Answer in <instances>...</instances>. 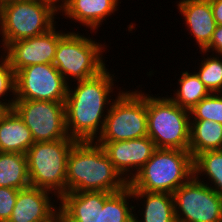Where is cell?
<instances>
[{"label":"cell","instance_id":"obj_6","mask_svg":"<svg viewBox=\"0 0 222 222\" xmlns=\"http://www.w3.org/2000/svg\"><path fill=\"white\" fill-rule=\"evenodd\" d=\"M148 137L156 148L189 151L190 111L178 106L167 95L147 94Z\"/></svg>","mask_w":222,"mask_h":222},{"label":"cell","instance_id":"obj_12","mask_svg":"<svg viewBox=\"0 0 222 222\" xmlns=\"http://www.w3.org/2000/svg\"><path fill=\"white\" fill-rule=\"evenodd\" d=\"M65 33L55 26L45 34L14 41L1 53L15 73L26 66L53 64L59 39Z\"/></svg>","mask_w":222,"mask_h":222},{"label":"cell","instance_id":"obj_19","mask_svg":"<svg viewBox=\"0 0 222 222\" xmlns=\"http://www.w3.org/2000/svg\"><path fill=\"white\" fill-rule=\"evenodd\" d=\"M34 144L29 128L13 109L0 119V152L23 153Z\"/></svg>","mask_w":222,"mask_h":222},{"label":"cell","instance_id":"obj_3","mask_svg":"<svg viewBox=\"0 0 222 222\" xmlns=\"http://www.w3.org/2000/svg\"><path fill=\"white\" fill-rule=\"evenodd\" d=\"M59 2L56 0H16L1 6V51L10 43L47 33L57 23ZM56 18V19H55ZM2 40V41H1Z\"/></svg>","mask_w":222,"mask_h":222},{"label":"cell","instance_id":"obj_24","mask_svg":"<svg viewBox=\"0 0 222 222\" xmlns=\"http://www.w3.org/2000/svg\"><path fill=\"white\" fill-rule=\"evenodd\" d=\"M132 201L133 195L129 186L122 191L113 193L104 202L103 207H99L97 222H133L134 206H132Z\"/></svg>","mask_w":222,"mask_h":222},{"label":"cell","instance_id":"obj_7","mask_svg":"<svg viewBox=\"0 0 222 222\" xmlns=\"http://www.w3.org/2000/svg\"><path fill=\"white\" fill-rule=\"evenodd\" d=\"M76 142L75 139L34 142L26 152L30 185L51 191L58 198L64 195L67 159Z\"/></svg>","mask_w":222,"mask_h":222},{"label":"cell","instance_id":"obj_27","mask_svg":"<svg viewBox=\"0 0 222 222\" xmlns=\"http://www.w3.org/2000/svg\"><path fill=\"white\" fill-rule=\"evenodd\" d=\"M0 56V103L9 110L13 108L14 102L16 100L15 72L10 66L9 61L2 54H0Z\"/></svg>","mask_w":222,"mask_h":222},{"label":"cell","instance_id":"obj_17","mask_svg":"<svg viewBox=\"0 0 222 222\" xmlns=\"http://www.w3.org/2000/svg\"><path fill=\"white\" fill-rule=\"evenodd\" d=\"M113 193L68 192L59 198V212L71 222H97L98 209Z\"/></svg>","mask_w":222,"mask_h":222},{"label":"cell","instance_id":"obj_30","mask_svg":"<svg viewBox=\"0 0 222 222\" xmlns=\"http://www.w3.org/2000/svg\"><path fill=\"white\" fill-rule=\"evenodd\" d=\"M213 17L217 25H222V0H210Z\"/></svg>","mask_w":222,"mask_h":222},{"label":"cell","instance_id":"obj_11","mask_svg":"<svg viewBox=\"0 0 222 222\" xmlns=\"http://www.w3.org/2000/svg\"><path fill=\"white\" fill-rule=\"evenodd\" d=\"M68 83L53 64L26 66L15 73L16 100L65 102Z\"/></svg>","mask_w":222,"mask_h":222},{"label":"cell","instance_id":"obj_5","mask_svg":"<svg viewBox=\"0 0 222 222\" xmlns=\"http://www.w3.org/2000/svg\"><path fill=\"white\" fill-rule=\"evenodd\" d=\"M69 30L59 39L53 65L71 84L94 77L106 68L104 59L107 57H103V53L108 45L97 42L93 36L81 35L75 29Z\"/></svg>","mask_w":222,"mask_h":222},{"label":"cell","instance_id":"obj_21","mask_svg":"<svg viewBox=\"0 0 222 222\" xmlns=\"http://www.w3.org/2000/svg\"><path fill=\"white\" fill-rule=\"evenodd\" d=\"M30 186L26 154L0 152V187L21 190Z\"/></svg>","mask_w":222,"mask_h":222},{"label":"cell","instance_id":"obj_31","mask_svg":"<svg viewBox=\"0 0 222 222\" xmlns=\"http://www.w3.org/2000/svg\"><path fill=\"white\" fill-rule=\"evenodd\" d=\"M52 222H71V221H69L65 216H63L60 212H58L54 216Z\"/></svg>","mask_w":222,"mask_h":222},{"label":"cell","instance_id":"obj_15","mask_svg":"<svg viewBox=\"0 0 222 222\" xmlns=\"http://www.w3.org/2000/svg\"><path fill=\"white\" fill-rule=\"evenodd\" d=\"M119 3L120 0H60L59 13L96 34L103 21L118 11Z\"/></svg>","mask_w":222,"mask_h":222},{"label":"cell","instance_id":"obj_26","mask_svg":"<svg viewBox=\"0 0 222 222\" xmlns=\"http://www.w3.org/2000/svg\"><path fill=\"white\" fill-rule=\"evenodd\" d=\"M191 120H208L222 124V93H210L190 110Z\"/></svg>","mask_w":222,"mask_h":222},{"label":"cell","instance_id":"obj_28","mask_svg":"<svg viewBox=\"0 0 222 222\" xmlns=\"http://www.w3.org/2000/svg\"><path fill=\"white\" fill-rule=\"evenodd\" d=\"M18 189L0 187V222H8L18 196Z\"/></svg>","mask_w":222,"mask_h":222},{"label":"cell","instance_id":"obj_32","mask_svg":"<svg viewBox=\"0 0 222 222\" xmlns=\"http://www.w3.org/2000/svg\"><path fill=\"white\" fill-rule=\"evenodd\" d=\"M8 111V109L0 103V119Z\"/></svg>","mask_w":222,"mask_h":222},{"label":"cell","instance_id":"obj_20","mask_svg":"<svg viewBox=\"0 0 222 222\" xmlns=\"http://www.w3.org/2000/svg\"><path fill=\"white\" fill-rule=\"evenodd\" d=\"M222 149V124L190 120L189 152L193 159L202 152Z\"/></svg>","mask_w":222,"mask_h":222},{"label":"cell","instance_id":"obj_33","mask_svg":"<svg viewBox=\"0 0 222 222\" xmlns=\"http://www.w3.org/2000/svg\"><path fill=\"white\" fill-rule=\"evenodd\" d=\"M12 1H16V0H0V4L2 6L3 4H6V3H9V2H12Z\"/></svg>","mask_w":222,"mask_h":222},{"label":"cell","instance_id":"obj_16","mask_svg":"<svg viewBox=\"0 0 222 222\" xmlns=\"http://www.w3.org/2000/svg\"><path fill=\"white\" fill-rule=\"evenodd\" d=\"M177 9L184 18L189 34L196 41L199 51H204L217 26L212 14L210 0H179Z\"/></svg>","mask_w":222,"mask_h":222},{"label":"cell","instance_id":"obj_1","mask_svg":"<svg viewBox=\"0 0 222 222\" xmlns=\"http://www.w3.org/2000/svg\"><path fill=\"white\" fill-rule=\"evenodd\" d=\"M108 69L89 79L68 84L64 102L66 128L69 137L76 141H96L103 131L114 100L111 95L116 89L114 81H117Z\"/></svg>","mask_w":222,"mask_h":222},{"label":"cell","instance_id":"obj_22","mask_svg":"<svg viewBox=\"0 0 222 222\" xmlns=\"http://www.w3.org/2000/svg\"><path fill=\"white\" fill-rule=\"evenodd\" d=\"M193 167L194 177L209 185L222 197V149L199 153L193 159ZM206 178L209 182L204 180Z\"/></svg>","mask_w":222,"mask_h":222},{"label":"cell","instance_id":"obj_14","mask_svg":"<svg viewBox=\"0 0 222 222\" xmlns=\"http://www.w3.org/2000/svg\"><path fill=\"white\" fill-rule=\"evenodd\" d=\"M58 203L59 198L51 191L30 185L18 191L8 222H52L59 212Z\"/></svg>","mask_w":222,"mask_h":222},{"label":"cell","instance_id":"obj_18","mask_svg":"<svg viewBox=\"0 0 222 222\" xmlns=\"http://www.w3.org/2000/svg\"><path fill=\"white\" fill-rule=\"evenodd\" d=\"M133 200L140 202V209L136 214L134 206L133 222H177L175 218L174 198L170 193L131 190ZM144 199V200H143ZM140 213V214H139ZM138 215L142 216L141 218Z\"/></svg>","mask_w":222,"mask_h":222},{"label":"cell","instance_id":"obj_2","mask_svg":"<svg viewBox=\"0 0 222 222\" xmlns=\"http://www.w3.org/2000/svg\"><path fill=\"white\" fill-rule=\"evenodd\" d=\"M128 187L104 149L96 141H77L66 168V193L105 191L115 193Z\"/></svg>","mask_w":222,"mask_h":222},{"label":"cell","instance_id":"obj_23","mask_svg":"<svg viewBox=\"0 0 222 222\" xmlns=\"http://www.w3.org/2000/svg\"><path fill=\"white\" fill-rule=\"evenodd\" d=\"M180 73L182 74L179 75L177 82L179 86L174 91V96L169 95L168 97L178 106L190 111L202 99L207 97L210 92L195 72L192 71L191 73L189 70H184Z\"/></svg>","mask_w":222,"mask_h":222},{"label":"cell","instance_id":"obj_25","mask_svg":"<svg viewBox=\"0 0 222 222\" xmlns=\"http://www.w3.org/2000/svg\"><path fill=\"white\" fill-rule=\"evenodd\" d=\"M200 54H203V60L200 58V65L196 68L198 72H194L210 93H222V55H209L205 51ZM204 55H207L206 58Z\"/></svg>","mask_w":222,"mask_h":222},{"label":"cell","instance_id":"obj_8","mask_svg":"<svg viewBox=\"0 0 222 222\" xmlns=\"http://www.w3.org/2000/svg\"><path fill=\"white\" fill-rule=\"evenodd\" d=\"M134 90L118 91L96 142L125 141L148 136L146 93L138 88Z\"/></svg>","mask_w":222,"mask_h":222},{"label":"cell","instance_id":"obj_29","mask_svg":"<svg viewBox=\"0 0 222 222\" xmlns=\"http://www.w3.org/2000/svg\"><path fill=\"white\" fill-rule=\"evenodd\" d=\"M204 51L208 53L212 52V54L222 55V25L216 26L209 46Z\"/></svg>","mask_w":222,"mask_h":222},{"label":"cell","instance_id":"obj_9","mask_svg":"<svg viewBox=\"0 0 222 222\" xmlns=\"http://www.w3.org/2000/svg\"><path fill=\"white\" fill-rule=\"evenodd\" d=\"M177 222H222V197L194 176L173 192Z\"/></svg>","mask_w":222,"mask_h":222},{"label":"cell","instance_id":"obj_10","mask_svg":"<svg viewBox=\"0 0 222 222\" xmlns=\"http://www.w3.org/2000/svg\"><path fill=\"white\" fill-rule=\"evenodd\" d=\"M12 109L29 128L34 142L73 139L66 128L64 102L15 100Z\"/></svg>","mask_w":222,"mask_h":222},{"label":"cell","instance_id":"obj_4","mask_svg":"<svg viewBox=\"0 0 222 222\" xmlns=\"http://www.w3.org/2000/svg\"><path fill=\"white\" fill-rule=\"evenodd\" d=\"M194 176L189 151L157 148L128 183L131 190L173 194Z\"/></svg>","mask_w":222,"mask_h":222},{"label":"cell","instance_id":"obj_13","mask_svg":"<svg viewBox=\"0 0 222 222\" xmlns=\"http://www.w3.org/2000/svg\"><path fill=\"white\" fill-rule=\"evenodd\" d=\"M97 143L102 146L116 170L128 183L157 149L148 136L125 141Z\"/></svg>","mask_w":222,"mask_h":222}]
</instances>
